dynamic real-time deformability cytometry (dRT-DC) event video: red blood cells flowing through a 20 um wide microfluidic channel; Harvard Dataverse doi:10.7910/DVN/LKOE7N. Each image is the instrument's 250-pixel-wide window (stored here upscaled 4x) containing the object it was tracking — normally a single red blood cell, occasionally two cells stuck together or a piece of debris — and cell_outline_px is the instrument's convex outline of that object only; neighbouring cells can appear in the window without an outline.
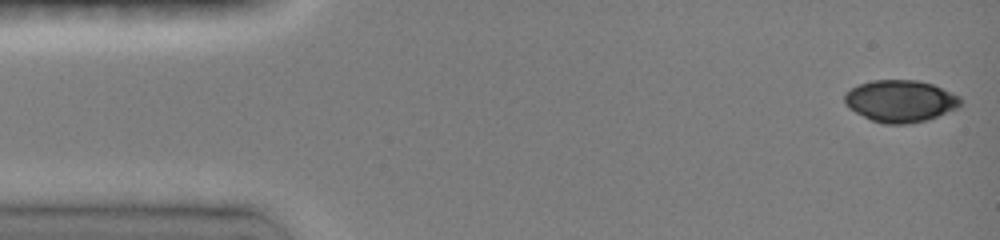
{"species": "common noctule bat (a hibernating species)", "species_latin": "Nyctalus noctula", "temperature_condition": "room temperature", "stored_images_in_passage": 73, "camera_frame_rate_fps": 3000, "um_per_image_px": 0.085, "animal": {"sex": "female", "body_mass_g": 19.0, "forearm_length_mm": 51.5}, "frame": {"image": 1, "passage_image": 1, "time_ms": 0.0, "image_size_px": [1000, 240], "cell_outline_px": [[960, 104], [956, 108], [928, 120], [904, 124], [884, 124], [872, 120], [848, 108], [844, 104], [844, 92], [860, 84], [872, 80], [916, 80], [932, 84], [960, 96]], "centroid_in_image_um": [76.5, 8.59], "position_along_channel_um": 8.5, "area_um2": 28.21}}
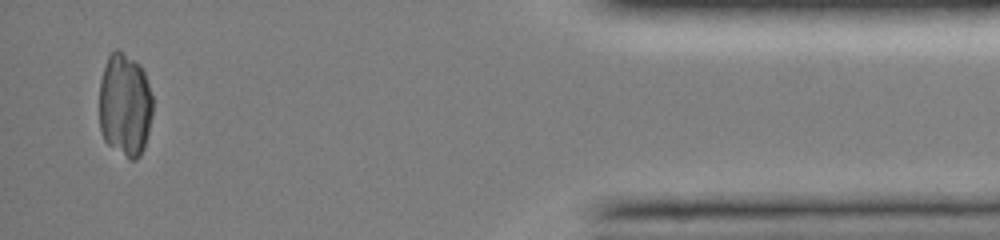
{"frame": {"image": 2, "passage_image": 71, "time_ms": 14.333, "image_size_px": [1000, 240], "cell_outline_px": [[152, 116], [144, 148], [140, 156], [136, 160], [128, 160], [108, 144], [104, 140], [100, 132], [100, 80], [104, 64], [108, 56], [116, 48], [120, 48], [136, 60], [140, 64], [144, 72], [152, 96]], "centroid_in_image_um": [10.61, 8.91], "position_along_channel_um": 424.6, "area_um2": 32.77}}